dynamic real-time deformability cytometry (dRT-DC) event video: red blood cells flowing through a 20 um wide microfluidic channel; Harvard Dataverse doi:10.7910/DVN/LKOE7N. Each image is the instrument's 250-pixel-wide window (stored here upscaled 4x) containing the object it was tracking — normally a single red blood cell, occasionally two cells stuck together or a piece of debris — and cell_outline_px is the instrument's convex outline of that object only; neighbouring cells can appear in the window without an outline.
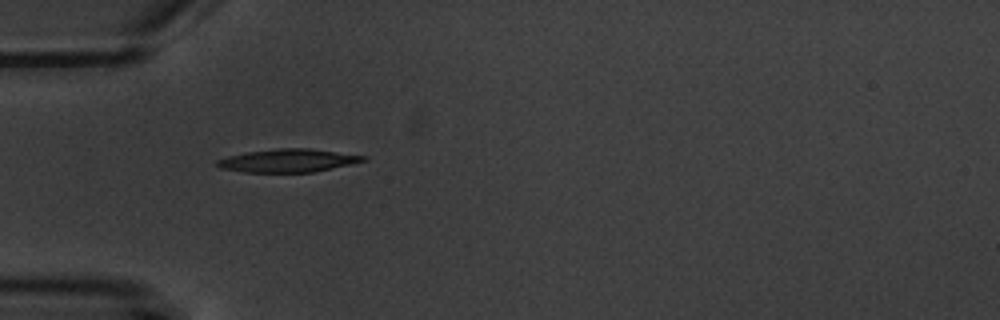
{"species": "common noctule bat (a hibernating species)", "species_latin": "Nyctalus noctula", "temperature_condition": "warm", "stored_images_in_passage": 4, "camera_frame_rate_fps": 3000, "um_per_image_px": 0.085, "animal": {"sex": "male", "body_mass_g": 20.1, "forearm_length_mm": 53.5}, "frame": {"image": 1, "passage_image": 3, "time_ms": 3.333, "image_size_px": [1000, 320], "cell_outline_px": [[368, 160], [352, 164], [312, 172], [244, 172], [220, 168], [216, 164], [216, 160], [228, 156], [248, 152], [276, 148], [308, 148], [368, 156]], "centroid_in_image_um": [24.51, 13.64], "position_along_channel_um": 60.5, "area_um2": 19.65}}